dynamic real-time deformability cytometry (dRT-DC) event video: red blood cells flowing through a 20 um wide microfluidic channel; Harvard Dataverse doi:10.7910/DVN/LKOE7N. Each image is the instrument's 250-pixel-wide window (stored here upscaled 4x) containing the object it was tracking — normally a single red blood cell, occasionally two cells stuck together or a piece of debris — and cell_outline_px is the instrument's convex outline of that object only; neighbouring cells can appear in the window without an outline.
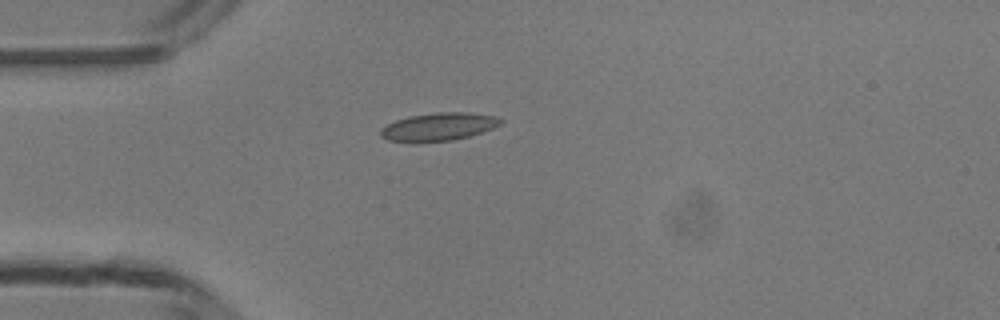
{"species": "common noctule bat (a hibernating species)", "species_latin": "Nyctalus noctula", "temperature_condition": "room temperature", "stored_images_in_passage": 37, "camera_frame_rate_fps": 3000, "um_per_image_px": 0.085, "animal": {"sex": "male", "body_mass_g": 13.3}, "frame": {"image": 1, "passage_image": 1, "time_ms": 0.0, "image_size_px": [1000, 320], "cell_outline_px": [[504, 120], [500, 124], [492, 128], [468, 136], [452, 140], [388, 140], [380, 136], [380, 128], [396, 120], [408, 116], [440, 112], [468, 112], [496, 116]], "centroid_in_image_um": [37.31, 10.73], "position_along_channel_um": 47.7, "area_um2": 18.9}}
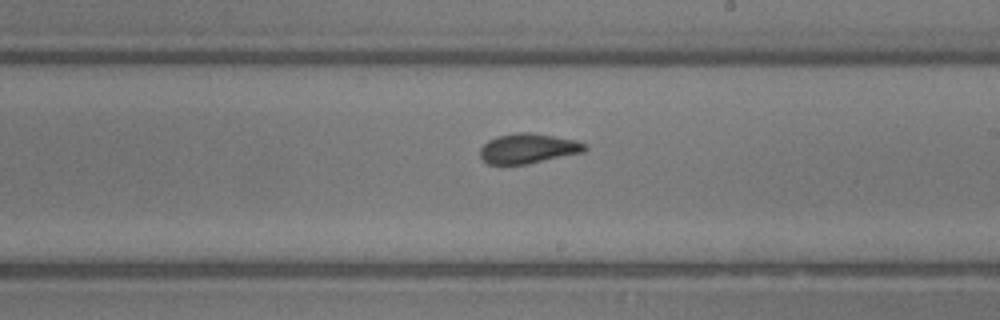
{"frame": {"image": 2, "passage_image": 16, "time_ms": 5.0, "image_size_px": [1000, 320], "cell_outline_px": [[588, 148], [584, 152], [528, 164], [488, 164], [480, 156], [480, 148], [488, 140], [496, 136], [516, 132], [528, 132], [576, 140], [588, 144]], "centroid_in_image_um": [44.91, 12.62], "position_along_channel_um": 244.1, "area_um2": 18.32}}
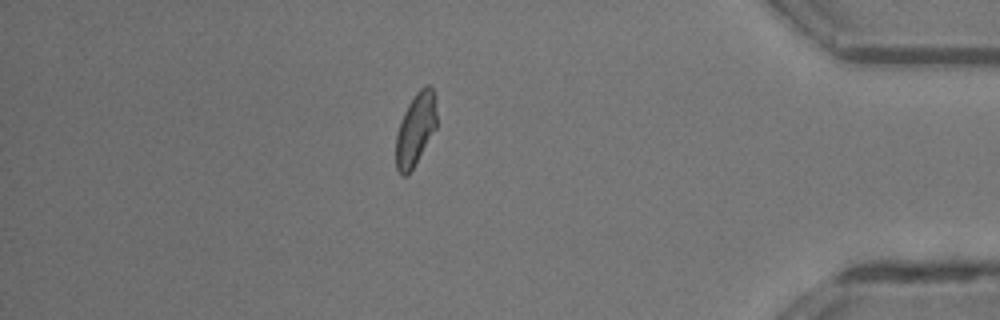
{"frame": {"image": 3, "passage_image": 30, "time_ms": 9.667, "image_size_px": [1000, 320], "cell_outline_px": [[436, 128], [408, 176], [400, 176], [396, 168], [396, 136], [400, 120], [408, 104], [416, 92], [424, 84], [428, 84], [432, 88], [436, 96]], "centroid_in_image_um": [35.32, 10.97], "position_along_channel_um": 399.9, "area_um2": 17.4}, "authors_computed_cell_mechanics": {"area_um2": 17.9758, "velocity_mm_per_s": 4.2101, "shape_relaxation_time_tau1_ms": 9.9444, "shape_relaxation_time_tau2_ms": 0.8897, "deformation_change_tau1": 0.2197, "deformation_change_tau2": 0.0584}}